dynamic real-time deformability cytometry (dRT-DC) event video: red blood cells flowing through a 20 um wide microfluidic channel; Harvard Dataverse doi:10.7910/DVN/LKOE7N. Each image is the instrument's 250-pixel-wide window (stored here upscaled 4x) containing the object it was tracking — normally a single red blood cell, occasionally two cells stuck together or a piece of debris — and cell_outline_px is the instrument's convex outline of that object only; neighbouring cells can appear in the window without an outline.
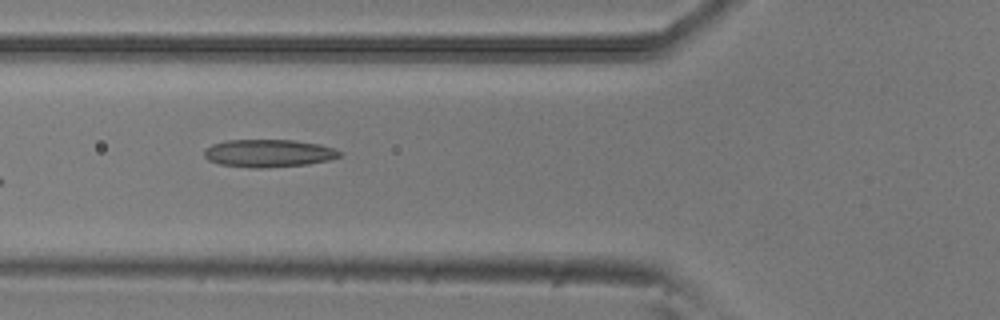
{"species": "common noctule bat (a hibernating species)", "species_latin": "Nyctalus noctula", "temperature_condition": "room temperature", "stored_images_in_passage": 5, "camera_frame_rate_fps": 3000, "um_per_image_px": 0.085, "animal": {"sex": "male", "body_mass_g": 20.5, "forearm_length_mm": 52.5}, "frame": {"image": 1, "passage_image": 3, "time_ms": 0.667, "image_size_px": [1000, 320], "cell_outline_px": [[344, 152], [340, 156], [332, 160], [308, 164], [264, 168], [248, 168], [220, 164], [208, 160], [204, 156], [204, 148], [212, 144], [228, 140], [292, 140], [320, 144], [336, 148]], "centroid_in_image_um": [22.87, 13.03], "position_along_channel_um": 102.9, "area_um2": 22.2}}
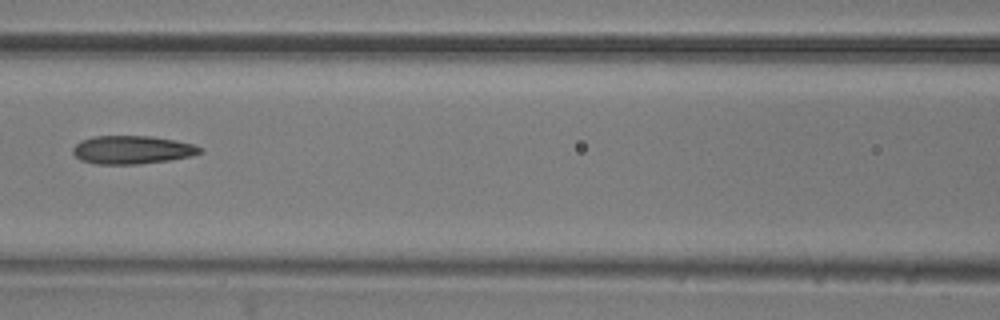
{"frame": {"image": 2, "passage_image": 4, "time_ms": 1.0, "image_size_px": [1000, 320], "cell_outline_px": [[204, 152], [192, 156], [168, 160], [136, 164], [96, 164], [80, 160], [72, 152], [72, 148], [80, 140], [92, 136], [152, 136], [176, 140], [192, 144], [204, 148]], "centroid_in_image_um": [11.24, 12.73], "position_along_channel_um": 155.4, "area_um2": 21.1}}
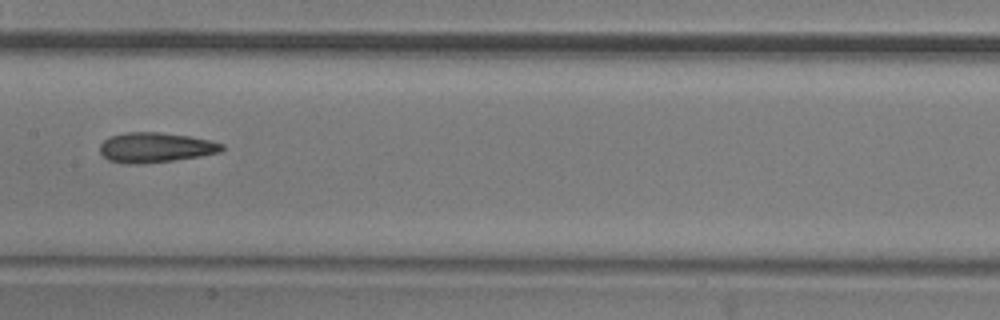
{"frame": {"image": 3, "passage_image": 5, "time_ms": 1.333, "image_size_px": [1000, 320], "cell_outline_px": [[224, 148], [220, 152], [200, 156], [144, 164], [128, 164], [108, 160], [100, 152], [100, 144], [104, 140], [112, 136], [124, 132], [160, 132], [188, 136], [212, 140], [224, 144]], "centroid_in_image_um": [13.22, 12.53], "position_along_channel_um": 194.2, "area_um2": 21.33}}